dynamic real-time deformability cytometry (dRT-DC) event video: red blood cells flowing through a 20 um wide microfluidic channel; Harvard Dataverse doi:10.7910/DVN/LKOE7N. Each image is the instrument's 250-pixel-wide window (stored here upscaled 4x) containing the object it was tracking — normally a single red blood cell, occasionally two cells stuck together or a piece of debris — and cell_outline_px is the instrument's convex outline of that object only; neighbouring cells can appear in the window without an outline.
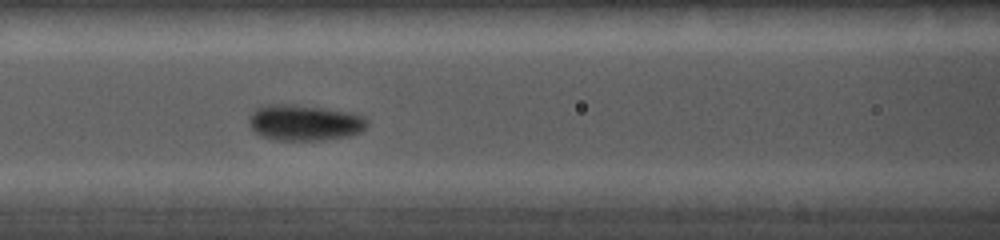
{"species": "common noctule bat (a hibernating species)", "species_latin": "Nyctalus noctula", "temperature_condition": "cold", "stored_images_in_passage": 30, "camera_frame_rate_fps": 5000, "um_per_image_px": 0.085, "animal": {"sex": "female", "body_mass_g": 19.0, "forearm_length_mm": 56.7}, "frame": {"image": 1, "passage_image": 12, "time_ms": 5.4, "image_size_px": [1000, 240], "cell_outline_px": [[368, 124], [360, 132], [348, 136], [320, 140], [276, 140], [260, 136], [252, 128], [248, 120], [248, 116], [256, 108], [264, 104], [296, 104], [352, 112], [364, 116], [368, 120]], "centroid_in_image_um": [25.87, 10.41], "position_along_channel_um": 140.7, "area_um2": 24.97}}
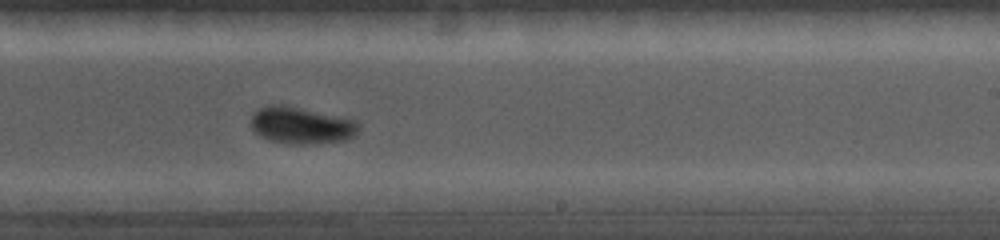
{"frame": {"image": 2, "passage_image": 19, "time_ms": 8.2, "image_size_px": [1000, 240], "cell_outline_px": [[360, 128], [352, 136], [344, 140], [304, 144], [284, 144], [268, 140], [260, 136], [252, 128], [252, 112], [268, 104], [280, 104], [356, 120], [360, 124]], "centroid_in_image_um": [25.57, 10.66], "position_along_channel_um": 263.4, "area_um2": 22.95}}
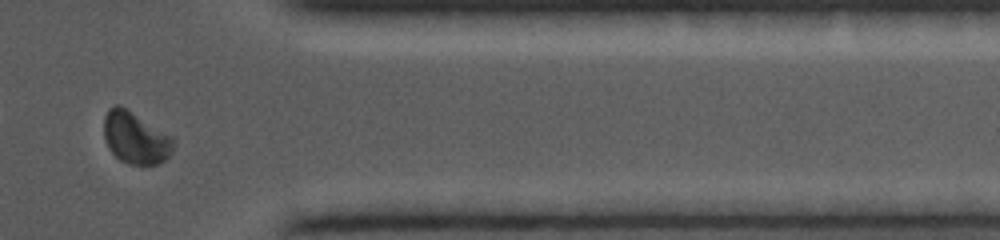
{"frame": {"image": 3, "passage_image": 27, "time_ms": 11.4, "image_size_px": [1000, 240], "cell_outline_px": [[176, 140], [172, 152], [164, 160], [156, 164], [128, 164], [120, 160], [108, 148], [104, 136], [104, 116], [108, 108], [116, 104], [120, 104], [172, 136]], "centroid_in_image_um": [11.51, 11.7], "position_along_channel_um": 399.9, "area_um2": 21.15}}